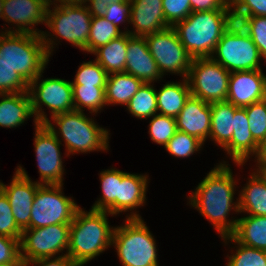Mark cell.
Wrapping results in <instances>:
<instances>
[{
	"label": "cell",
	"mask_w": 266,
	"mask_h": 266,
	"mask_svg": "<svg viewBox=\"0 0 266 266\" xmlns=\"http://www.w3.org/2000/svg\"><path fill=\"white\" fill-rule=\"evenodd\" d=\"M0 266H26L25 262H8V263H2Z\"/></svg>",
	"instance_id": "52"
},
{
	"label": "cell",
	"mask_w": 266,
	"mask_h": 266,
	"mask_svg": "<svg viewBox=\"0 0 266 266\" xmlns=\"http://www.w3.org/2000/svg\"><path fill=\"white\" fill-rule=\"evenodd\" d=\"M4 0H0V19H2V7Z\"/></svg>",
	"instance_id": "55"
},
{
	"label": "cell",
	"mask_w": 266,
	"mask_h": 266,
	"mask_svg": "<svg viewBox=\"0 0 266 266\" xmlns=\"http://www.w3.org/2000/svg\"><path fill=\"white\" fill-rule=\"evenodd\" d=\"M224 245L235 244L227 253L226 266H266V251L238 243L232 236L221 238ZM234 248V250H232ZM236 248V249H235Z\"/></svg>",
	"instance_id": "34"
},
{
	"label": "cell",
	"mask_w": 266,
	"mask_h": 266,
	"mask_svg": "<svg viewBox=\"0 0 266 266\" xmlns=\"http://www.w3.org/2000/svg\"><path fill=\"white\" fill-rule=\"evenodd\" d=\"M158 114L176 118L191 96L187 78L168 81L156 89Z\"/></svg>",
	"instance_id": "25"
},
{
	"label": "cell",
	"mask_w": 266,
	"mask_h": 266,
	"mask_svg": "<svg viewBox=\"0 0 266 266\" xmlns=\"http://www.w3.org/2000/svg\"><path fill=\"white\" fill-rule=\"evenodd\" d=\"M115 226L112 246L122 266H159L156 239L142 218Z\"/></svg>",
	"instance_id": "6"
},
{
	"label": "cell",
	"mask_w": 266,
	"mask_h": 266,
	"mask_svg": "<svg viewBox=\"0 0 266 266\" xmlns=\"http://www.w3.org/2000/svg\"><path fill=\"white\" fill-rule=\"evenodd\" d=\"M149 175L122 171L119 183V214L126 213L127 219L142 218L137 209L146 205Z\"/></svg>",
	"instance_id": "22"
},
{
	"label": "cell",
	"mask_w": 266,
	"mask_h": 266,
	"mask_svg": "<svg viewBox=\"0 0 266 266\" xmlns=\"http://www.w3.org/2000/svg\"><path fill=\"white\" fill-rule=\"evenodd\" d=\"M0 235L21 239L22 230L18 227L5 193L0 189Z\"/></svg>",
	"instance_id": "41"
},
{
	"label": "cell",
	"mask_w": 266,
	"mask_h": 266,
	"mask_svg": "<svg viewBox=\"0 0 266 266\" xmlns=\"http://www.w3.org/2000/svg\"><path fill=\"white\" fill-rule=\"evenodd\" d=\"M25 262L20 256V239L0 235V264Z\"/></svg>",
	"instance_id": "44"
},
{
	"label": "cell",
	"mask_w": 266,
	"mask_h": 266,
	"mask_svg": "<svg viewBox=\"0 0 266 266\" xmlns=\"http://www.w3.org/2000/svg\"><path fill=\"white\" fill-rule=\"evenodd\" d=\"M39 185L29 177L21 165L15 168L9 185L3 181L0 183V189L7 196L14 219L22 231L30 228L32 203Z\"/></svg>",
	"instance_id": "16"
},
{
	"label": "cell",
	"mask_w": 266,
	"mask_h": 266,
	"mask_svg": "<svg viewBox=\"0 0 266 266\" xmlns=\"http://www.w3.org/2000/svg\"><path fill=\"white\" fill-rule=\"evenodd\" d=\"M0 127L17 128L33 117L31 99L28 92L0 94Z\"/></svg>",
	"instance_id": "23"
},
{
	"label": "cell",
	"mask_w": 266,
	"mask_h": 266,
	"mask_svg": "<svg viewBox=\"0 0 266 266\" xmlns=\"http://www.w3.org/2000/svg\"><path fill=\"white\" fill-rule=\"evenodd\" d=\"M94 119V116L90 118L84 111L74 110L55 115L45 124L65 146L66 157L78 153L108 152L110 130L100 127Z\"/></svg>",
	"instance_id": "3"
},
{
	"label": "cell",
	"mask_w": 266,
	"mask_h": 266,
	"mask_svg": "<svg viewBox=\"0 0 266 266\" xmlns=\"http://www.w3.org/2000/svg\"><path fill=\"white\" fill-rule=\"evenodd\" d=\"M246 2L253 12V16L266 17V0H243Z\"/></svg>",
	"instance_id": "50"
},
{
	"label": "cell",
	"mask_w": 266,
	"mask_h": 266,
	"mask_svg": "<svg viewBox=\"0 0 266 266\" xmlns=\"http://www.w3.org/2000/svg\"><path fill=\"white\" fill-rule=\"evenodd\" d=\"M145 39L162 77L170 73L187 78L193 58L180 42L173 27L155 32Z\"/></svg>",
	"instance_id": "12"
},
{
	"label": "cell",
	"mask_w": 266,
	"mask_h": 266,
	"mask_svg": "<svg viewBox=\"0 0 266 266\" xmlns=\"http://www.w3.org/2000/svg\"><path fill=\"white\" fill-rule=\"evenodd\" d=\"M43 73L28 85L31 108L38 124H45L49 120L45 108L42 109L43 105L50 111V118L74 111L71 81L57 77L43 79Z\"/></svg>",
	"instance_id": "8"
},
{
	"label": "cell",
	"mask_w": 266,
	"mask_h": 266,
	"mask_svg": "<svg viewBox=\"0 0 266 266\" xmlns=\"http://www.w3.org/2000/svg\"><path fill=\"white\" fill-rule=\"evenodd\" d=\"M28 83L0 59V94L28 92Z\"/></svg>",
	"instance_id": "40"
},
{
	"label": "cell",
	"mask_w": 266,
	"mask_h": 266,
	"mask_svg": "<svg viewBox=\"0 0 266 266\" xmlns=\"http://www.w3.org/2000/svg\"><path fill=\"white\" fill-rule=\"evenodd\" d=\"M99 180L102 193L91 209L119 216V183L122 181V171L113 167L103 170L99 174Z\"/></svg>",
	"instance_id": "28"
},
{
	"label": "cell",
	"mask_w": 266,
	"mask_h": 266,
	"mask_svg": "<svg viewBox=\"0 0 266 266\" xmlns=\"http://www.w3.org/2000/svg\"><path fill=\"white\" fill-rule=\"evenodd\" d=\"M220 3L223 5V6H226L227 4H230L231 2L235 1V0H219Z\"/></svg>",
	"instance_id": "54"
},
{
	"label": "cell",
	"mask_w": 266,
	"mask_h": 266,
	"mask_svg": "<svg viewBox=\"0 0 266 266\" xmlns=\"http://www.w3.org/2000/svg\"><path fill=\"white\" fill-rule=\"evenodd\" d=\"M125 72L140 79L143 83L163 80L157 63L150 54L145 37L131 36L127 33Z\"/></svg>",
	"instance_id": "18"
},
{
	"label": "cell",
	"mask_w": 266,
	"mask_h": 266,
	"mask_svg": "<svg viewBox=\"0 0 266 266\" xmlns=\"http://www.w3.org/2000/svg\"><path fill=\"white\" fill-rule=\"evenodd\" d=\"M216 164L189 194L187 205L197 209L222 238L231 236L236 230L238 217L229 216L231 211L232 215L240 214L238 197H234L239 179L233 177L229 162L222 160Z\"/></svg>",
	"instance_id": "1"
},
{
	"label": "cell",
	"mask_w": 266,
	"mask_h": 266,
	"mask_svg": "<svg viewBox=\"0 0 266 266\" xmlns=\"http://www.w3.org/2000/svg\"><path fill=\"white\" fill-rule=\"evenodd\" d=\"M130 14H131V1L115 2L107 6L103 18L113 23L120 29V24L124 25V33H128L129 27H125V24L130 25ZM128 22V23H127Z\"/></svg>",
	"instance_id": "43"
},
{
	"label": "cell",
	"mask_w": 266,
	"mask_h": 266,
	"mask_svg": "<svg viewBox=\"0 0 266 266\" xmlns=\"http://www.w3.org/2000/svg\"><path fill=\"white\" fill-rule=\"evenodd\" d=\"M257 171L260 173V175L266 180V164H262Z\"/></svg>",
	"instance_id": "53"
},
{
	"label": "cell",
	"mask_w": 266,
	"mask_h": 266,
	"mask_svg": "<svg viewBox=\"0 0 266 266\" xmlns=\"http://www.w3.org/2000/svg\"><path fill=\"white\" fill-rule=\"evenodd\" d=\"M175 119L177 130L196 137L203 144L208 140L211 131L210 103L190 96Z\"/></svg>",
	"instance_id": "21"
},
{
	"label": "cell",
	"mask_w": 266,
	"mask_h": 266,
	"mask_svg": "<svg viewBox=\"0 0 266 266\" xmlns=\"http://www.w3.org/2000/svg\"><path fill=\"white\" fill-rule=\"evenodd\" d=\"M263 101L266 103V89H265V93H264V96H263Z\"/></svg>",
	"instance_id": "56"
},
{
	"label": "cell",
	"mask_w": 266,
	"mask_h": 266,
	"mask_svg": "<svg viewBox=\"0 0 266 266\" xmlns=\"http://www.w3.org/2000/svg\"><path fill=\"white\" fill-rule=\"evenodd\" d=\"M192 12L224 9L219 0H190Z\"/></svg>",
	"instance_id": "48"
},
{
	"label": "cell",
	"mask_w": 266,
	"mask_h": 266,
	"mask_svg": "<svg viewBox=\"0 0 266 266\" xmlns=\"http://www.w3.org/2000/svg\"><path fill=\"white\" fill-rule=\"evenodd\" d=\"M131 14L128 34L146 37L167 27L162 0H130Z\"/></svg>",
	"instance_id": "19"
},
{
	"label": "cell",
	"mask_w": 266,
	"mask_h": 266,
	"mask_svg": "<svg viewBox=\"0 0 266 266\" xmlns=\"http://www.w3.org/2000/svg\"><path fill=\"white\" fill-rule=\"evenodd\" d=\"M69 238L70 224L27 228L22 231L20 256L26 263L39 258L67 255Z\"/></svg>",
	"instance_id": "11"
},
{
	"label": "cell",
	"mask_w": 266,
	"mask_h": 266,
	"mask_svg": "<svg viewBox=\"0 0 266 266\" xmlns=\"http://www.w3.org/2000/svg\"><path fill=\"white\" fill-rule=\"evenodd\" d=\"M234 118L232 138L222 149L236 166L243 167L256 154L259 143L250 132L246 110L234 106Z\"/></svg>",
	"instance_id": "20"
},
{
	"label": "cell",
	"mask_w": 266,
	"mask_h": 266,
	"mask_svg": "<svg viewBox=\"0 0 266 266\" xmlns=\"http://www.w3.org/2000/svg\"><path fill=\"white\" fill-rule=\"evenodd\" d=\"M91 21L92 15L85 4L49 3L45 23L49 31L45 30L42 33L48 56L53 55L54 48L60 44V40H66L71 46L88 54Z\"/></svg>",
	"instance_id": "4"
},
{
	"label": "cell",
	"mask_w": 266,
	"mask_h": 266,
	"mask_svg": "<svg viewBox=\"0 0 266 266\" xmlns=\"http://www.w3.org/2000/svg\"><path fill=\"white\" fill-rule=\"evenodd\" d=\"M203 146L204 144L196 137L177 130L164 148L173 157L185 159L194 153H199L198 151H201Z\"/></svg>",
	"instance_id": "36"
},
{
	"label": "cell",
	"mask_w": 266,
	"mask_h": 266,
	"mask_svg": "<svg viewBox=\"0 0 266 266\" xmlns=\"http://www.w3.org/2000/svg\"><path fill=\"white\" fill-rule=\"evenodd\" d=\"M154 83H143L126 105L129 114L138 120H147L158 113L157 95Z\"/></svg>",
	"instance_id": "32"
},
{
	"label": "cell",
	"mask_w": 266,
	"mask_h": 266,
	"mask_svg": "<svg viewBox=\"0 0 266 266\" xmlns=\"http://www.w3.org/2000/svg\"><path fill=\"white\" fill-rule=\"evenodd\" d=\"M63 189V184L39 185L32 203L30 228L71 224L81 206L73 197L65 196Z\"/></svg>",
	"instance_id": "9"
},
{
	"label": "cell",
	"mask_w": 266,
	"mask_h": 266,
	"mask_svg": "<svg viewBox=\"0 0 266 266\" xmlns=\"http://www.w3.org/2000/svg\"><path fill=\"white\" fill-rule=\"evenodd\" d=\"M108 75L95 59L93 61H83L78 66L74 80L71 83L72 86H105Z\"/></svg>",
	"instance_id": "37"
},
{
	"label": "cell",
	"mask_w": 266,
	"mask_h": 266,
	"mask_svg": "<svg viewBox=\"0 0 266 266\" xmlns=\"http://www.w3.org/2000/svg\"><path fill=\"white\" fill-rule=\"evenodd\" d=\"M265 89L266 74L263 70L231 72L226 101L243 108L263 100Z\"/></svg>",
	"instance_id": "17"
},
{
	"label": "cell",
	"mask_w": 266,
	"mask_h": 266,
	"mask_svg": "<svg viewBox=\"0 0 266 266\" xmlns=\"http://www.w3.org/2000/svg\"><path fill=\"white\" fill-rule=\"evenodd\" d=\"M223 13L224 9L191 12L185 20L173 26L193 59L211 57L213 54L224 33Z\"/></svg>",
	"instance_id": "7"
},
{
	"label": "cell",
	"mask_w": 266,
	"mask_h": 266,
	"mask_svg": "<svg viewBox=\"0 0 266 266\" xmlns=\"http://www.w3.org/2000/svg\"><path fill=\"white\" fill-rule=\"evenodd\" d=\"M243 108L247 113L250 132L260 143L266 137V103L261 100Z\"/></svg>",
	"instance_id": "39"
},
{
	"label": "cell",
	"mask_w": 266,
	"mask_h": 266,
	"mask_svg": "<svg viewBox=\"0 0 266 266\" xmlns=\"http://www.w3.org/2000/svg\"><path fill=\"white\" fill-rule=\"evenodd\" d=\"M166 24L173 27L192 12L190 0H162Z\"/></svg>",
	"instance_id": "42"
},
{
	"label": "cell",
	"mask_w": 266,
	"mask_h": 266,
	"mask_svg": "<svg viewBox=\"0 0 266 266\" xmlns=\"http://www.w3.org/2000/svg\"><path fill=\"white\" fill-rule=\"evenodd\" d=\"M150 118L149 137L155 144L164 147L177 131L176 119L158 113Z\"/></svg>",
	"instance_id": "38"
},
{
	"label": "cell",
	"mask_w": 266,
	"mask_h": 266,
	"mask_svg": "<svg viewBox=\"0 0 266 266\" xmlns=\"http://www.w3.org/2000/svg\"><path fill=\"white\" fill-rule=\"evenodd\" d=\"M55 4H85L87 0H48Z\"/></svg>",
	"instance_id": "51"
},
{
	"label": "cell",
	"mask_w": 266,
	"mask_h": 266,
	"mask_svg": "<svg viewBox=\"0 0 266 266\" xmlns=\"http://www.w3.org/2000/svg\"><path fill=\"white\" fill-rule=\"evenodd\" d=\"M122 1L128 0H87L85 6L89 10L92 17H100L103 16L108 5Z\"/></svg>",
	"instance_id": "47"
},
{
	"label": "cell",
	"mask_w": 266,
	"mask_h": 266,
	"mask_svg": "<svg viewBox=\"0 0 266 266\" xmlns=\"http://www.w3.org/2000/svg\"><path fill=\"white\" fill-rule=\"evenodd\" d=\"M107 211L79 208L70 224L67 255L78 266H84L112 247L113 226Z\"/></svg>",
	"instance_id": "2"
},
{
	"label": "cell",
	"mask_w": 266,
	"mask_h": 266,
	"mask_svg": "<svg viewBox=\"0 0 266 266\" xmlns=\"http://www.w3.org/2000/svg\"><path fill=\"white\" fill-rule=\"evenodd\" d=\"M255 165L253 168L257 170L262 164H266V137L258 144V149L256 154L253 156Z\"/></svg>",
	"instance_id": "49"
},
{
	"label": "cell",
	"mask_w": 266,
	"mask_h": 266,
	"mask_svg": "<svg viewBox=\"0 0 266 266\" xmlns=\"http://www.w3.org/2000/svg\"><path fill=\"white\" fill-rule=\"evenodd\" d=\"M253 12L243 0H235L224 7V32L238 37L250 38L252 33Z\"/></svg>",
	"instance_id": "30"
},
{
	"label": "cell",
	"mask_w": 266,
	"mask_h": 266,
	"mask_svg": "<svg viewBox=\"0 0 266 266\" xmlns=\"http://www.w3.org/2000/svg\"><path fill=\"white\" fill-rule=\"evenodd\" d=\"M48 4V0H4L2 20L14 27L8 26L5 28L3 26L0 30V34L8 32L28 33L42 36L43 31L39 30L36 26L39 24L44 25L46 23V10Z\"/></svg>",
	"instance_id": "15"
},
{
	"label": "cell",
	"mask_w": 266,
	"mask_h": 266,
	"mask_svg": "<svg viewBox=\"0 0 266 266\" xmlns=\"http://www.w3.org/2000/svg\"><path fill=\"white\" fill-rule=\"evenodd\" d=\"M0 59L28 84L47 68L48 56L42 36L28 33H1Z\"/></svg>",
	"instance_id": "5"
},
{
	"label": "cell",
	"mask_w": 266,
	"mask_h": 266,
	"mask_svg": "<svg viewBox=\"0 0 266 266\" xmlns=\"http://www.w3.org/2000/svg\"><path fill=\"white\" fill-rule=\"evenodd\" d=\"M72 87L75 111L83 112L87 108L92 116H96L104 110L103 108L107 105L105 100V86Z\"/></svg>",
	"instance_id": "33"
},
{
	"label": "cell",
	"mask_w": 266,
	"mask_h": 266,
	"mask_svg": "<svg viewBox=\"0 0 266 266\" xmlns=\"http://www.w3.org/2000/svg\"><path fill=\"white\" fill-rule=\"evenodd\" d=\"M78 266L68 255L39 258L30 262H26V266Z\"/></svg>",
	"instance_id": "46"
},
{
	"label": "cell",
	"mask_w": 266,
	"mask_h": 266,
	"mask_svg": "<svg viewBox=\"0 0 266 266\" xmlns=\"http://www.w3.org/2000/svg\"><path fill=\"white\" fill-rule=\"evenodd\" d=\"M231 236L238 243L266 251V216L244 215L238 218Z\"/></svg>",
	"instance_id": "29"
},
{
	"label": "cell",
	"mask_w": 266,
	"mask_h": 266,
	"mask_svg": "<svg viewBox=\"0 0 266 266\" xmlns=\"http://www.w3.org/2000/svg\"><path fill=\"white\" fill-rule=\"evenodd\" d=\"M95 60L108 73L125 72L127 57V33L112 39L108 44L96 49L93 53Z\"/></svg>",
	"instance_id": "31"
},
{
	"label": "cell",
	"mask_w": 266,
	"mask_h": 266,
	"mask_svg": "<svg viewBox=\"0 0 266 266\" xmlns=\"http://www.w3.org/2000/svg\"><path fill=\"white\" fill-rule=\"evenodd\" d=\"M250 20L252 23L251 39L266 63V17L253 16Z\"/></svg>",
	"instance_id": "45"
},
{
	"label": "cell",
	"mask_w": 266,
	"mask_h": 266,
	"mask_svg": "<svg viewBox=\"0 0 266 266\" xmlns=\"http://www.w3.org/2000/svg\"><path fill=\"white\" fill-rule=\"evenodd\" d=\"M211 58L230 73L235 71L263 70V62L257 46L250 38L223 33Z\"/></svg>",
	"instance_id": "14"
},
{
	"label": "cell",
	"mask_w": 266,
	"mask_h": 266,
	"mask_svg": "<svg viewBox=\"0 0 266 266\" xmlns=\"http://www.w3.org/2000/svg\"><path fill=\"white\" fill-rule=\"evenodd\" d=\"M249 175L245 186L238 191L239 212L266 216V180L254 169Z\"/></svg>",
	"instance_id": "24"
},
{
	"label": "cell",
	"mask_w": 266,
	"mask_h": 266,
	"mask_svg": "<svg viewBox=\"0 0 266 266\" xmlns=\"http://www.w3.org/2000/svg\"><path fill=\"white\" fill-rule=\"evenodd\" d=\"M230 72L211 57L194 58L187 80L191 96L205 102L226 101Z\"/></svg>",
	"instance_id": "10"
},
{
	"label": "cell",
	"mask_w": 266,
	"mask_h": 266,
	"mask_svg": "<svg viewBox=\"0 0 266 266\" xmlns=\"http://www.w3.org/2000/svg\"><path fill=\"white\" fill-rule=\"evenodd\" d=\"M34 134V152L40 185L63 184L65 168L60 146H63L46 124H37Z\"/></svg>",
	"instance_id": "13"
},
{
	"label": "cell",
	"mask_w": 266,
	"mask_h": 266,
	"mask_svg": "<svg viewBox=\"0 0 266 266\" xmlns=\"http://www.w3.org/2000/svg\"><path fill=\"white\" fill-rule=\"evenodd\" d=\"M143 82L126 72L108 75L105 85V100L107 106H126L130 99L137 93Z\"/></svg>",
	"instance_id": "27"
},
{
	"label": "cell",
	"mask_w": 266,
	"mask_h": 266,
	"mask_svg": "<svg viewBox=\"0 0 266 266\" xmlns=\"http://www.w3.org/2000/svg\"><path fill=\"white\" fill-rule=\"evenodd\" d=\"M211 131L209 140L222 148L231 140L234 131V105L228 101L210 103Z\"/></svg>",
	"instance_id": "26"
},
{
	"label": "cell",
	"mask_w": 266,
	"mask_h": 266,
	"mask_svg": "<svg viewBox=\"0 0 266 266\" xmlns=\"http://www.w3.org/2000/svg\"><path fill=\"white\" fill-rule=\"evenodd\" d=\"M123 34V30L104 19L103 16L92 17L88 37V53L92 54L99 47L108 44L112 39H116Z\"/></svg>",
	"instance_id": "35"
}]
</instances>
